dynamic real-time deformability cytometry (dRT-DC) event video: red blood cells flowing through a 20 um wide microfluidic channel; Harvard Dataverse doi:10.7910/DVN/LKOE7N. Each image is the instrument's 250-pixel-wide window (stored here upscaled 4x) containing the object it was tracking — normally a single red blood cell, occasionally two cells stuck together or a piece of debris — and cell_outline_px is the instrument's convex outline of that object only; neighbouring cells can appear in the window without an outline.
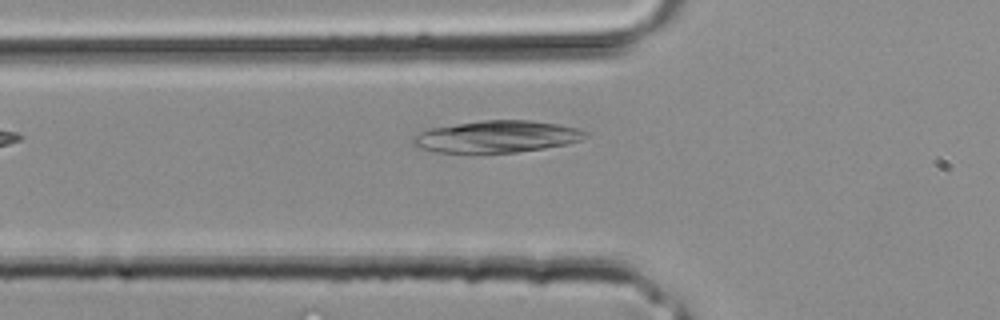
{"species": "common noctule bat (a hibernating species)", "species_latin": "Nyctalus noctula", "temperature_condition": "room temperature", "stored_images_in_passage": 15, "camera_frame_rate_fps": 3000, "um_per_image_px": 0.085, "animal": {"sex": "male", "body_mass_g": 20.4}, "frame": {"image": 1, "passage_image": 2, "time_ms": 0.333, "image_size_px": [1000, 320], "cell_outline_px": [[588, 136], [580, 140], [564, 144], [544, 148], [516, 152], [472, 156], [436, 152], [416, 148], [412, 144], [412, 136], [428, 128], [480, 120], [528, 120], [560, 124], [576, 128], [588, 132]], "centroid_in_image_um": [42.11, 11.65], "position_along_channel_um": 83.7, "area_um2": 33.23}}
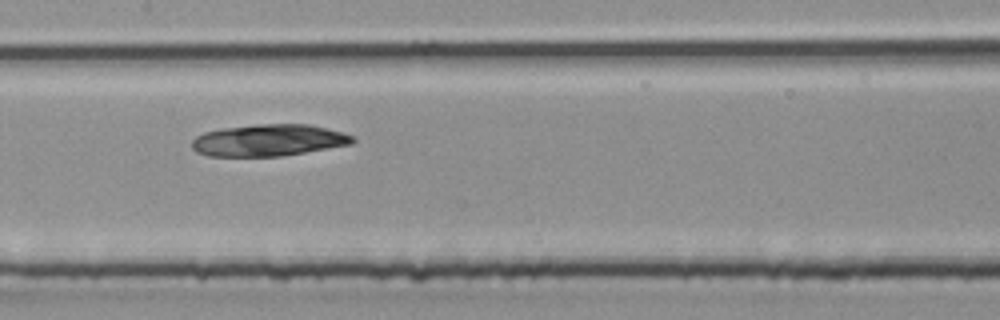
{"frame": {"image": 2, "passage_image": 7, "time_ms": 2.0, "image_size_px": [1000, 320], "cell_outline_px": [[356, 140], [352, 144], [280, 156], [208, 156], [196, 152], [192, 148], [192, 140], [196, 136], [204, 132], [220, 128], [256, 124], [308, 124], [340, 132], [352, 136]], "centroid_in_image_um": [22.77, 11.92], "position_along_channel_um": 184.6, "area_um2": 29.65}}
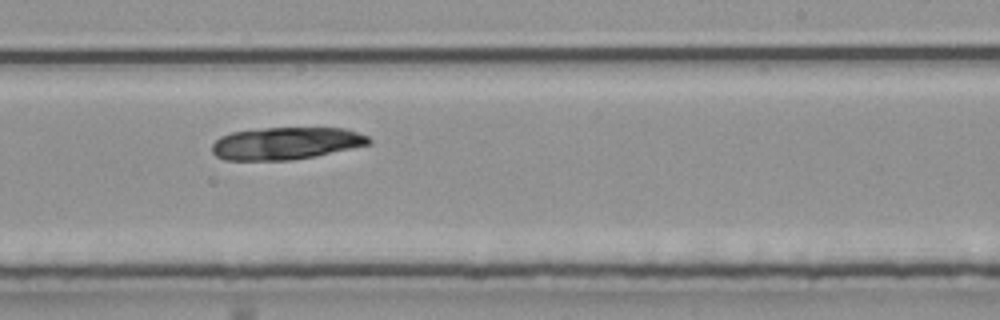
{"frame": {"image": 3, "passage_image": 11, "time_ms": 3.333, "image_size_px": [1000, 320], "cell_outline_px": [[372, 144], [316, 156], [288, 160], [224, 160], [216, 156], [212, 152], [212, 144], [220, 136], [232, 132], [264, 128], [344, 128], [368, 136], [372, 140]], "centroid_in_image_um": [24.31, 12.18], "position_along_channel_um": 264.7, "area_um2": 29.59}}